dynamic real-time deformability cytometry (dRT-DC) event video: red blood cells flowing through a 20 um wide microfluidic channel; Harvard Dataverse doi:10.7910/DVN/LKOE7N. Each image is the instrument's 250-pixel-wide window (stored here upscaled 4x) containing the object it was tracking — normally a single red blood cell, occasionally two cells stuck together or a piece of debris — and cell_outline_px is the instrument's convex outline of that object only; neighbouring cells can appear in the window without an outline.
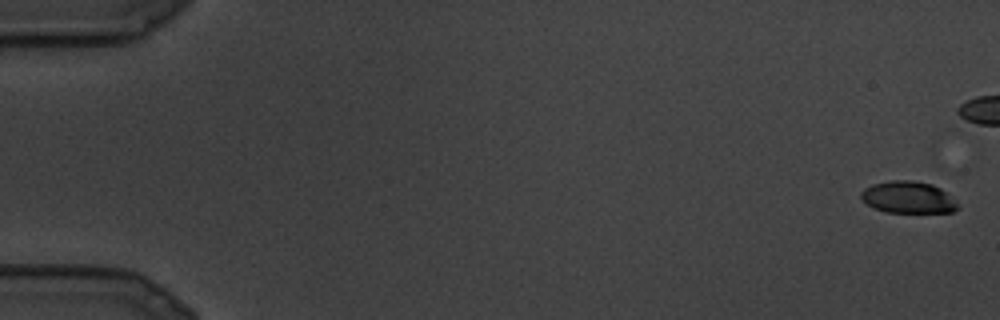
{"species": "common noctule bat (a hibernating species)", "species_latin": "Nyctalus noctula", "temperature_condition": "cold", "stored_images_in_passage": 10, "camera_frame_rate_fps": 3000, "um_per_image_px": 0.085, "animal": {"sex": "male", "body_mass_g": 19.5, "forearm_length_mm": 54.6}, "frame": {"image": 1, "passage_image": 1, "time_ms": 0.0, "image_size_px": [1000, 320], "cell_outline_px": [[960, 208], [952, 212], [884, 212], [872, 208], [860, 200], [860, 192], [864, 188], [872, 184], [892, 180], [912, 180], [932, 184], [940, 188]], "centroid_in_image_um": [77.1, 16.77], "position_along_channel_um": 7.9, "area_um2": 17.98}}